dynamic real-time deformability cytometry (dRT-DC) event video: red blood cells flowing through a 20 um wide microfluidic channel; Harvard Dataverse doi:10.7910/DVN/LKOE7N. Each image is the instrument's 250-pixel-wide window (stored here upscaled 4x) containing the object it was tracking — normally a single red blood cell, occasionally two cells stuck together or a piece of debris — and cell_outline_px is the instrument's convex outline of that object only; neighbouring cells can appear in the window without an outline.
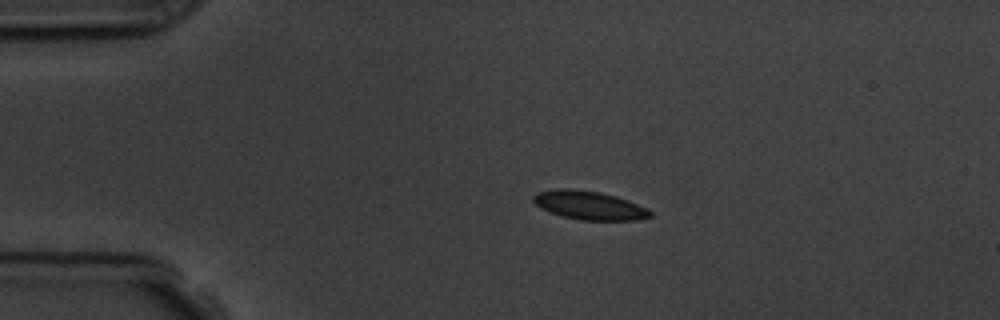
{"species": "common noctule bat (a hibernating species)", "species_latin": "Nyctalus noctula", "temperature_condition": "room temperature", "stored_images_in_passage": 2, "camera_frame_rate_fps": 3000, "um_per_image_px": 0.085, "animal": {"sex": "male", "body_mass_g": 19.5, "forearm_length_mm": 54.6}, "frame": {"image": 1, "passage_image": 1, "time_ms": 0.0, "image_size_px": [1000, 320], "cell_outline_px": [[652, 216], [636, 220], [580, 220], [564, 216], [540, 208], [532, 200], [532, 196], [536, 192], [556, 188], [572, 188], [600, 192], [616, 196], [628, 200], [648, 208], [652, 212]], "centroid_in_image_um": [50.08, 17.43], "position_along_channel_um": 34.9, "area_um2": 19.59}}